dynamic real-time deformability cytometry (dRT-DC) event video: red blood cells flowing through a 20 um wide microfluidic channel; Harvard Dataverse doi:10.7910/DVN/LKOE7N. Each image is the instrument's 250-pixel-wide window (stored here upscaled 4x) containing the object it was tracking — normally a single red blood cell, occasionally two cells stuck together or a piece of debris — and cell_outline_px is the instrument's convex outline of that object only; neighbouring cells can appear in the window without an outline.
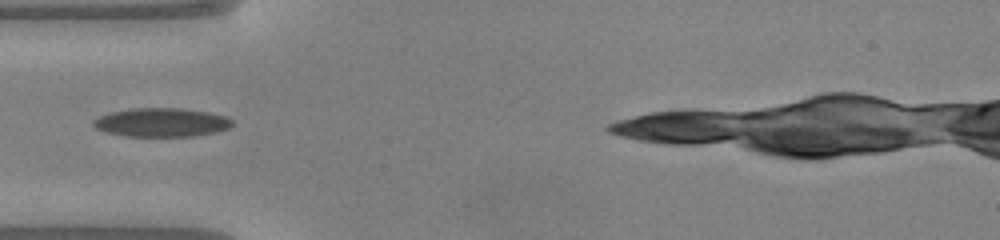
{"species": "common noctule bat (a hibernating species)", "species_latin": "Nyctalus noctula", "temperature_condition": "warm", "stored_images_in_passage": 29, "camera_frame_rate_fps": 3000, "um_per_image_px": 0.085, "animal": {"sex": "male", "body_mass_g": 20.0, "forearm_length_mm": 53.3}, "frame": {"image": 1, "passage_image": 1, "time_ms": 0.0, "image_size_px": [1000, 240], "cell_outline_px": [[232, 124], [228, 128], [216, 132], [192, 136], [128, 136], [104, 132], [96, 128], [92, 124], [92, 120], [100, 116], [112, 112], [132, 108], [180, 108], [208, 112], [224, 116], [232, 120]], "centroid_in_image_um": [13.7, 10.4], "position_along_channel_um": 71.3, "area_um2": 23.12}}
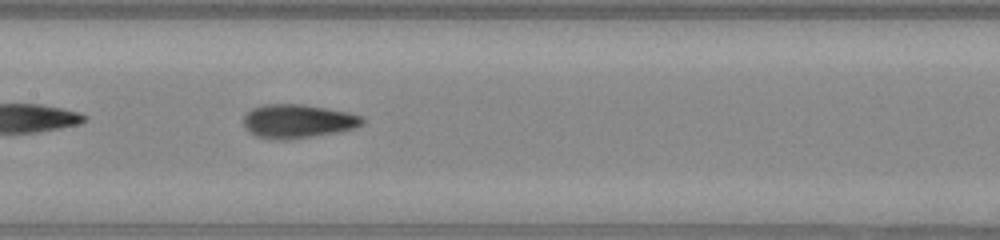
{"frame": {"image": 2, "passage_image": 9, "time_ms": 2.667, "image_size_px": [1000, 240], "cell_outline_px": [[364, 120], [360, 124], [352, 128], [336, 132], [312, 136], [280, 140], [272, 140], [256, 136], [248, 132], [244, 128], [244, 116], [252, 108], [264, 104], [304, 104], [348, 112], [360, 116]], "centroid_in_image_um": [25.23, 10.3], "position_along_channel_um": 182.2, "area_um2": 23.18}}